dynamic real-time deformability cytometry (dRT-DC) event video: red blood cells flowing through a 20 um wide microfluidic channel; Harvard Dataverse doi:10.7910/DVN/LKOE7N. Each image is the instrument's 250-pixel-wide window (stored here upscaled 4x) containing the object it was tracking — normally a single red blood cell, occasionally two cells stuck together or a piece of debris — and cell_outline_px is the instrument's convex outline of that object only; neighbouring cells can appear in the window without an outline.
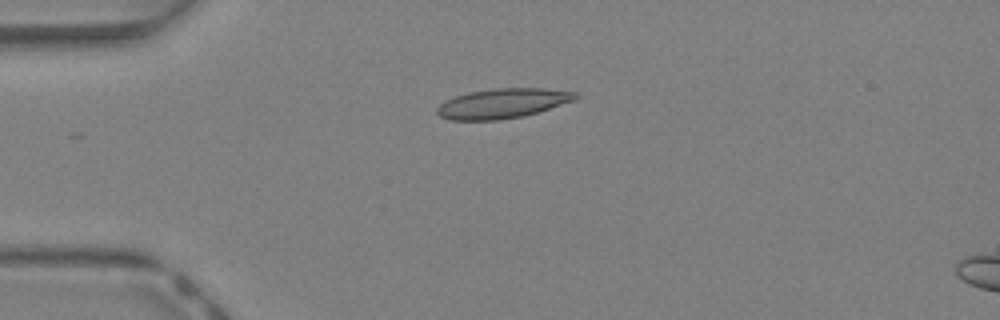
{"species": "Egyptian fruit bat (a non-hibernating species)", "species_latin": "Rousettus aegyptiacus", "temperature_condition": "warm", "stored_images_in_passage": 27, "camera_frame_rate_fps": 3000, "um_per_image_px": 0.085, "animal": {"sex": "female"}, "frame": {"image": 1, "passage_image": 1, "time_ms": 0.0, "image_size_px": [1000, 320], "cell_outline_px": [[580, 96], [576, 100], [524, 116], [500, 120], [452, 120], [440, 116], [436, 112], [436, 108], [444, 100], [468, 92], [496, 88], [540, 88], [576, 92]], "centroid_in_image_um": [42.72, 8.79], "position_along_channel_um": 42.3, "area_um2": 24.04}}
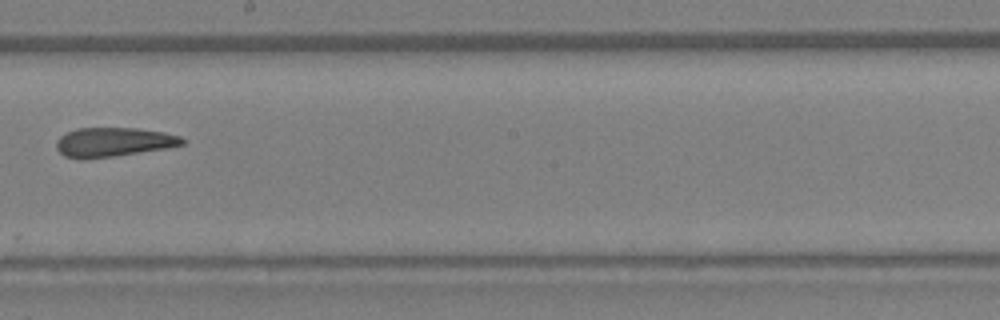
{"frame": {"image": 2, "passage_image": 15, "time_ms": 4.667, "image_size_px": [1000, 320], "cell_outline_px": [[188, 140], [184, 144], [164, 148], [112, 156], [80, 160], [64, 156], [56, 148], [56, 140], [60, 136], [76, 128], [136, 128], [164, 132], [180, 136]], "centroid_in_image_um": [9.62, 12.07], "position_along_channel_um": 238.6, "area_um2": 21.39}}
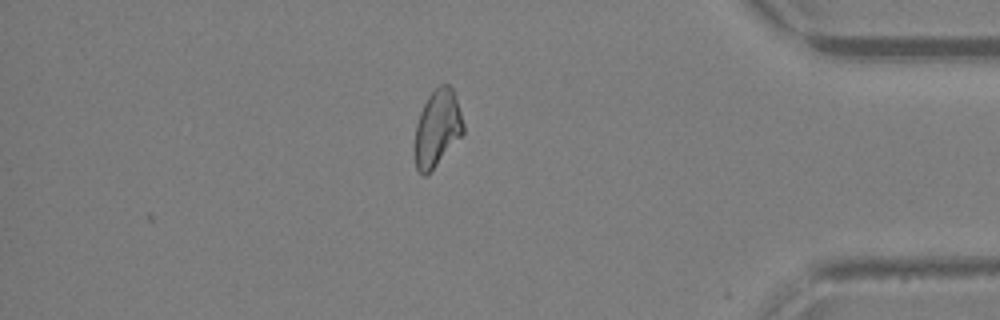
{"frame": {"image": 3, "passage_image": 27, "time_ms": 8.667, "image_size_px": [1000, 320], "cell_outline_px": [[464, 132], [436, 164], [424, 176], [416, 168], [412, 152], [416, 124], [420, 112], [428, 96], [440, 84], [448, 84], [452, 88], [464, 124]], "centroid_in_image_um": [37.12, 10.9], "position_along_channel_um": 398.1, "area_um2": 21.5}, "authors_computed_cell_mechanics": {"area_um2": 22.0796, "velocity_mm_per_s": 4.7985, "shape_relaxation_time_tau1_ms": null, "shape_relaxation_time_tau2_ms": 2.6607, "deformation_change_tau1": null, "deformation_change_tau2": 0.1124}}